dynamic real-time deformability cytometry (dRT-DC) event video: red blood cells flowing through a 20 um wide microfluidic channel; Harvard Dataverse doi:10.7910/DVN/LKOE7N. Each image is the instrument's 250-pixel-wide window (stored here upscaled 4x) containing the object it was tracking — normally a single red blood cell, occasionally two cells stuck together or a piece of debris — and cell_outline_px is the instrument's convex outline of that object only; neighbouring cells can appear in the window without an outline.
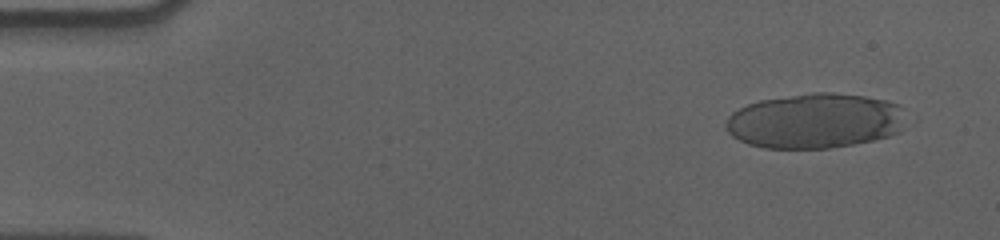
{"species": "human", "species_latin": "Homo sapiens", "temperature_condition": "cold", "stored_images_in_passage": 43, "camera_frame_rate_fps": 3000, "um_per_image_px": 0.085, "donor": {"sex": "male"}, "frame": {"image": 1, "passage_image": 4, "time_ms": 1.0, "image_size_px": [1000, 240], "cell_outline_px": [[896, 132], [888, 136], [872, 140], [852, 144], [828, 148], [764, 148], [748, 144], [732, 136], [728, 132], [724, 124], [728, 116], [732, 112], [748, 104], [760, 100], [816, 92], [832, 92], [864, 96], [884, 100], [896, 104]], "centroid_in_image_um": [69.09, 10.28], "position_along_channel_um": 15.9, "area_um2": 56.3}}
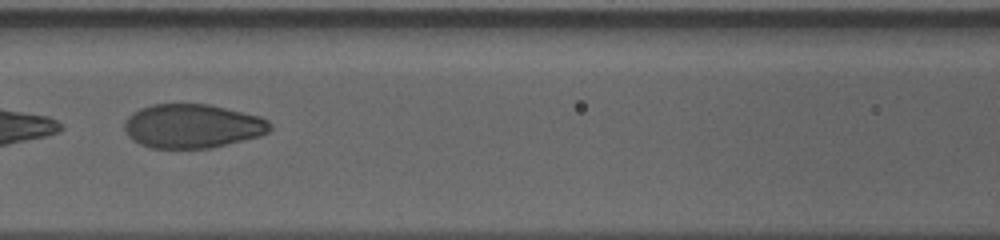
{"frame": {"image": 2, "passage_image": 26, "time_ms": 8.333, "image_size_px": [1000, 240], "cell_outline_px": [[272, 128], [268, 132], [260, 136], [212, 148], [152, 148], [140, 144], [132, 140], [124, 132], [124, 120], [132, 112], [140, 108], [152, 104], [208, 104], [260, 116], [268, 120], [272, 124]], "centroid_in_image_um": [16.34, 10.72], "position_along_channel_um": 150.3, "area_um2": 37.63}}